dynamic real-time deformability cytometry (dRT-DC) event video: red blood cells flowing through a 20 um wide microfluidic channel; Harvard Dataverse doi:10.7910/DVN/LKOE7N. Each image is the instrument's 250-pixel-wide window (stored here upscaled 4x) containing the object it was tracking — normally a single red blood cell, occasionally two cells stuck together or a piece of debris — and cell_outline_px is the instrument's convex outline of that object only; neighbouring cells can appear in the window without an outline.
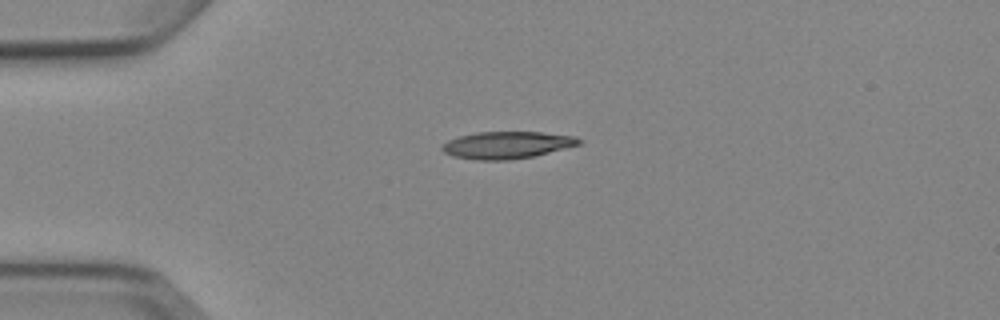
{"species": "Egyptian fruit bat (a non-hibernating species)", "species_latin": "Rousettus aegyptiacus", "temperature_condition": "cold", "stored_images_in_passage": 4, "camera_frame_rate_fps": 3000, "um_per_image_px": 0.085, "animal": {"sex": "female"}, "frame": {"image": 1, "passage_image": 1, "time_ms": 0.0, "image_size_px": [1000, 320], "cell_outline_px": [[584, 140], [580, 144], [536, 156], [508, 160], [476, 160], [452, 156], [444, 152], [440, 148], [448, 140], [460, 136], [476, 132], [540, 132], [572, 136]], "centroid_in_image_um": [43.08, 12.33], "position_along_channel_um": 41.9, "area_um2": 21.62}}
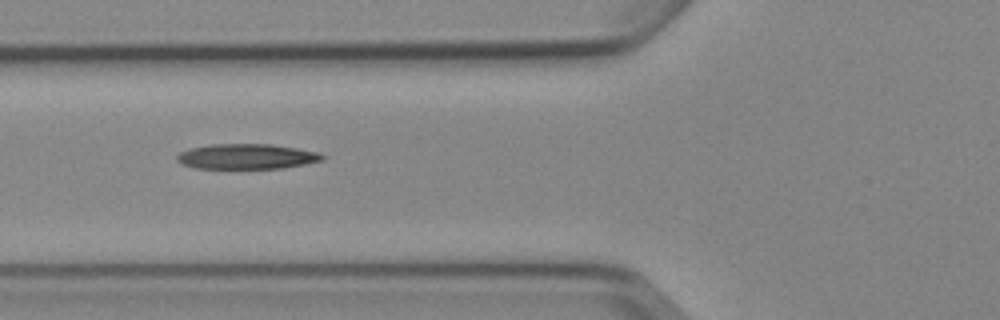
{"frame": {"image": 2, "passage_image": 3, "time_ms": 2.333, "image_size_px": [1000, 320], "cell_outline_px": [[324, 160], [304, 164], [280, 168], [196, 168], [184, 164], [176, 160], [176, 156], [180, 152], [192, 148], [212, 144], [272, 144], [320, 152], [324, 156]], "centroid_in_image_um": [20.99, 13.29], "position_along_channel_um": 104.8, "area_um2": 21.15}}
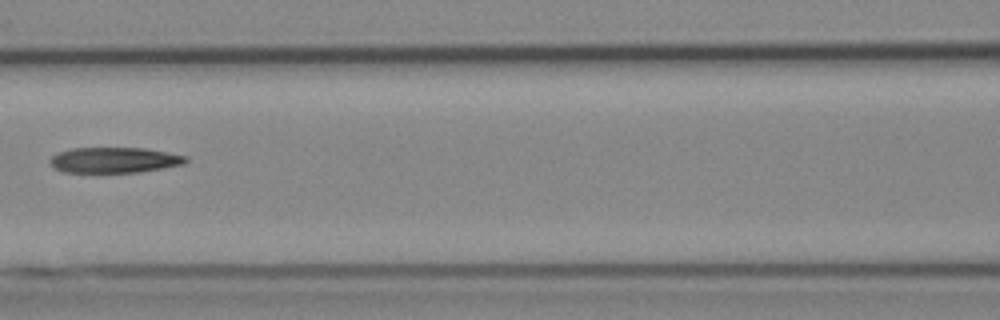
{"frame": {"image": 3, "passage_image": 4, "time_ms": 3.667, "image_size_px": [1000, 320], "cell_outline_px": [[188, 160], [184, 164], [164, 168], [140, 172], [64, 172], [52, 168], [48, 160], [56, 152], [72, 148], [144, 148], [188, 156]], "centroid_in_image_um": [9.69, 13.6], "position_along_channel_um": 156.9, "area_um2": 20.4}}